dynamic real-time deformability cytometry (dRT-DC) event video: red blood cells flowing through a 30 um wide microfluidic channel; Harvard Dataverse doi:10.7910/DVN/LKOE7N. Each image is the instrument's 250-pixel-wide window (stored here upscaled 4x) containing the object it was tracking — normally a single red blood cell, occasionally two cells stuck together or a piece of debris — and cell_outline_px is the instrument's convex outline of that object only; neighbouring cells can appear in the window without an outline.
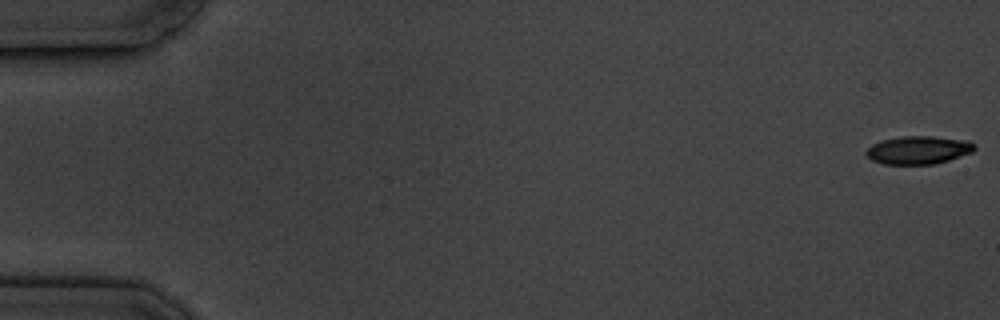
{"species": "common noctule bat (a hibernating species)", "species_latin": "Nyctalus noctula", "temperature_condition": "cold", "stored_images_in_passage": 5, "camera_frame_rate_fps": 3000, "um_per_image_px": 0.085, "animal": {"sex": "male", "body_mass_g": 19.5, "forearm_length_mm": 54.6}, "frame": {"image": 1, "passage_image": 1, "time_ms": 0.0, "image_size_px": [1000, 320], "cell_outline_px": [[976, 148], [972, 152], [936, 164], [884, 164], [872, 160], [864, 152], [872, 144], [884, 140], [900, 136], [932, 136], [968, 140], [976, 144]], "centroid_in_image_um": [78.09, 12.75], "position_along_channel_um": 6.9, "area_um2": 17.74}}
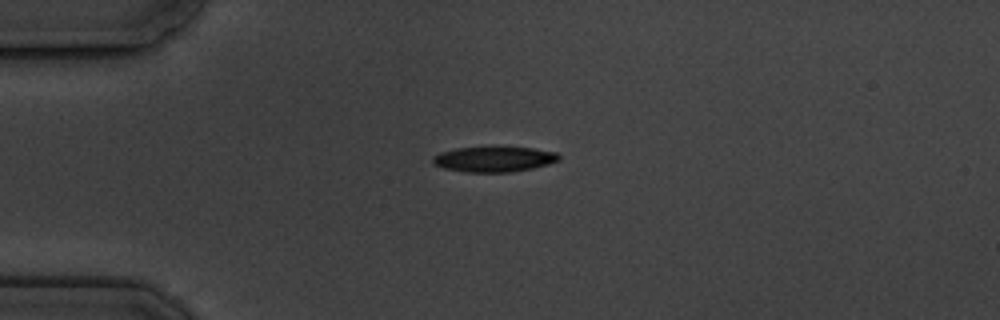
{"frame": {"image": 2, "passage_image": 5, "time_ms": 4.667, "image_size_px": [1000, 320], "cell_outline_px": [[560, 160], [548, 164], [532, 168], [512, 172], [468, 172], [444, 168], [436, 164], [432, 160], [432, 156], [440, 152], [456, 148], [500, 144], [532, 148], [556, 152], [560, 156]], "centroid_in_image_um": [42.01, 13.48], "position_along_channel_um": 43.0, "area_um2": 19.36}}